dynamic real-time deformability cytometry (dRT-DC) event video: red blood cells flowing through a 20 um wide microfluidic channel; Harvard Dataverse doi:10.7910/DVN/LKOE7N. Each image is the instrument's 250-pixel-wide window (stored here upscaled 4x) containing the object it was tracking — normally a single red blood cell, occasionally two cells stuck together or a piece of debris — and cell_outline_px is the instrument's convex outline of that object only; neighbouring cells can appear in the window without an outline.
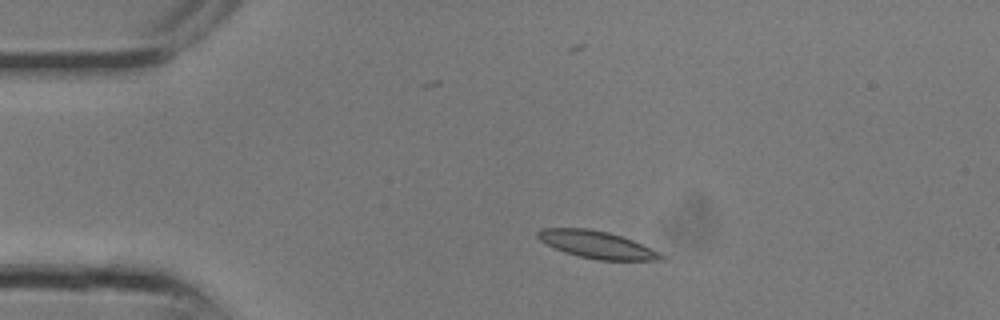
{"species": "common noctule bat (a hibernating species)", "species_latin": "Nyctalus noctula", "temperature_condition": "room temperature", "stored_images_in_passage": 16, "camera_frame_rate_fps": 3000, "um_per_image_px": 0.085, "animal": {"sex": "male", "body_mass_g": 13.3}, "frame": {"image": 1, "passage_image": 4, "time_ms": 1.0, "image_size_px": [1000, 320], "cell_outline_px": [[668, 256], [664, 260], [596, 260], [564, 252], [540, 240], [536, 236], [536, 232], [540, 228], [588, 228], [608, 232], [632, 240], [660, 252]], "centroid_in_image_um": [50.76, 20.8], "position_along_channel_um": 34.2, "area_um2": 19.59}}
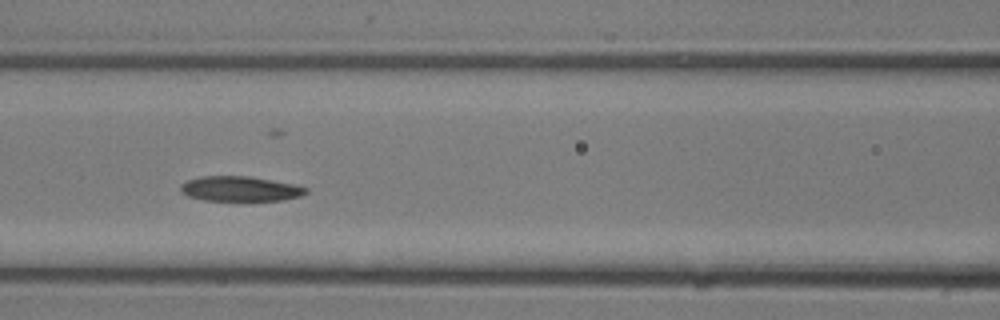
{"frame": {"image": 2, "passage_image": 10, "time_ms": 3.0, "image_size_px": [1000, 320], "cell_outline_px": [[308, 192], [300, 196], [284, 200], [204, 200], [188, 196], [180, 192], [180, 184], [188, 180], [200, 176], [248, 176], [292, 184], [308, 188]], "centroid_in_image_um": [20.37, 16.04], "position_along_channel_um": 146.2, "area_um2": 18.09}}
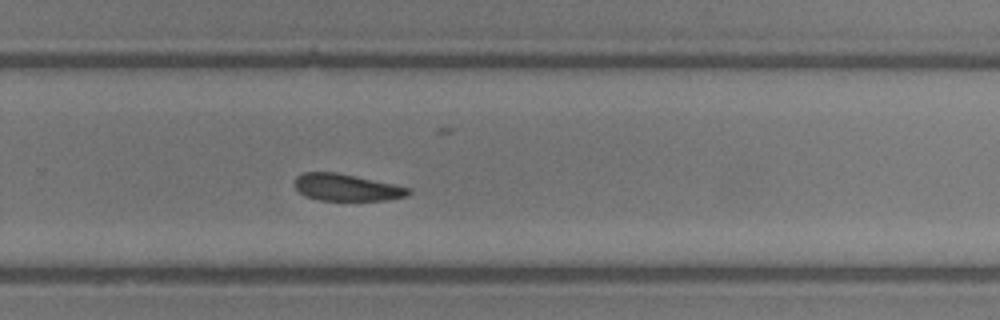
{"frame": {"image": 3, "passage_image": 16, "time_ms": 5.0, "image_size_px": [1000, 320], "cell_outline_px": [[412, 192], [408, 196], [388, 200], [320, 200], [304, 196], [296, 188], [296, 176], [304, 172], [336, 172], [412, 188]], "centroid_in_image_um": [29.49, 15.94], "position_along_channel_um": 300.3, "area_um2": 17.8}}